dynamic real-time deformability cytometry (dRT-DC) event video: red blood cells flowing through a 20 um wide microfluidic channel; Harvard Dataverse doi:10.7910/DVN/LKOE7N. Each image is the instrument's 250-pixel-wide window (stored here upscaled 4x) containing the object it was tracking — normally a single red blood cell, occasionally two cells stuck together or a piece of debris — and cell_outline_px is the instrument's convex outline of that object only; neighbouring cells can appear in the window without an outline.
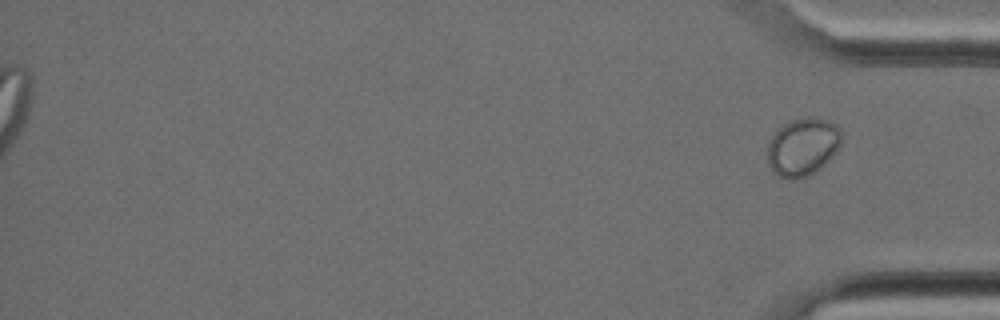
{"species": "Egyptian fruit bat (a non-hibernating species)", "species_latin": "Rousettus aegyptiacus", "temperature_condition": "cold", "stored_images_in_passage": 31, "segment_of_instrument_passage": [2, 2], "camera_frame_rate_fps": 3000, "um_per_image_px": 0.085, "animal": {"sex": "female"}, "frame": {"image": 1, "passage_image": 31, "time_ms": 10.0, "image_size_px": [1000, 320], "cell_outline_px": [[840, 144], [832, 156], [816, 172], [808, 176], [796, 180], [788, 180], [776, 176], [772, 172], [768, 164], [768, 140], [776, 128], [792, 120], [804, 116], [808, 116], [828, 120], [836, 124], [840, 132]], "centroid_in_image_um": [68.18, 12.5], "position_along_channel_um": 367.0, "area_um2": 25.37}}